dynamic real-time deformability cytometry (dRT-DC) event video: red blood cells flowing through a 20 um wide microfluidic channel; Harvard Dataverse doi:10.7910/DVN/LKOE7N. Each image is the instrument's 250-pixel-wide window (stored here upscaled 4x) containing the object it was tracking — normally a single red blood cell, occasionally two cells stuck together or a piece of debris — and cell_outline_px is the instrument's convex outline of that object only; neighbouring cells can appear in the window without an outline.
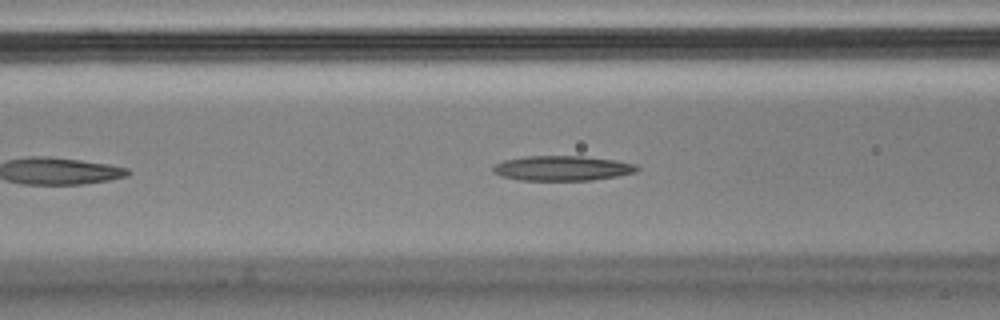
{"species": "Egyptian fruit bat (a non-hibernating species)", "species_latin": "Rousettus aegyptiacus", "temperature_condition": "cold", "stored_images_in_passage": 19, "camera_frame_rate_fps": 3000, "um_per_image_px": 0.085, "animal": {"sex": "male"}, "frame": {"image": 1, "passage_image": 7, "time_ms": 2.0, "image_size_px": [1000, 320], "cell_outline_px": [[640, 168], [636, 172], [616, 176], [592, 180], [520, 180], [500, 176], [492, 172], [492, 168], [496, 164], [504, 160], [524, 156], [584, 156], [616, 160], [636, 164]], "centroid_in_image_um": [47.79, 14.29], "position_along_channel_um": 118.8, "area_um2": 20.98}}